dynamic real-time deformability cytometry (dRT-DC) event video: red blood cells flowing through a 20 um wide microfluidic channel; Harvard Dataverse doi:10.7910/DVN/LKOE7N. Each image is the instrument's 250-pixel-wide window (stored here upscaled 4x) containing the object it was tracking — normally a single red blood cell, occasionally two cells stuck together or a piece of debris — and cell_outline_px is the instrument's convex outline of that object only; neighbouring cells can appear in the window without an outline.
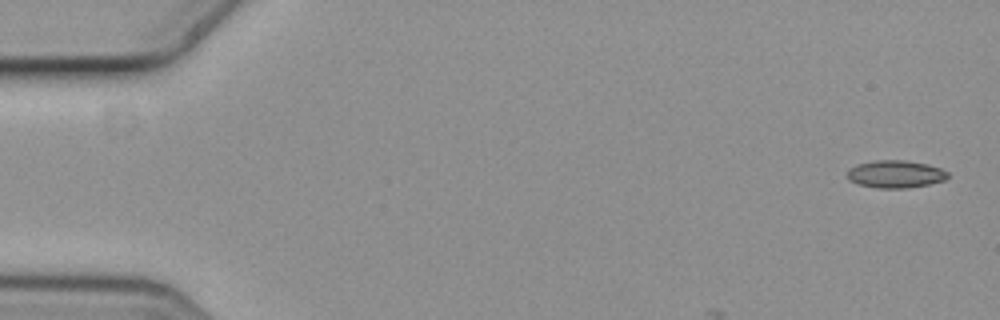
{"species": "common noctule bat (a hibernating species)", "species_latin": "Nyctalus noctula", "temperature_condition": "cold", "stored_images_in_passage": 5, "camera_frame_rate_fps": 3000, "um_per_image_px": 0.085, "animal": {"sex": "female", "body_mass_g": 19.3, "forearm_length_mm": 54.1}, "frame": {"image": 1, "passage_image": 1, "time_ms": 0.0, "image_size_px": [1000, 320], "cell_outline_px": [[948, 176], [944, 180], [928, 184], [908, 188], [876, 188], [860, 184], [848, 180], [848, 168], [856, 164], [876, 160], [904, 160], [928, 164], [940, 168], [948, 172]], "centroid_in_image_um": [76.1, 14.79], "position_along_channel_um": 8.9, "area_um2": 16.13}}